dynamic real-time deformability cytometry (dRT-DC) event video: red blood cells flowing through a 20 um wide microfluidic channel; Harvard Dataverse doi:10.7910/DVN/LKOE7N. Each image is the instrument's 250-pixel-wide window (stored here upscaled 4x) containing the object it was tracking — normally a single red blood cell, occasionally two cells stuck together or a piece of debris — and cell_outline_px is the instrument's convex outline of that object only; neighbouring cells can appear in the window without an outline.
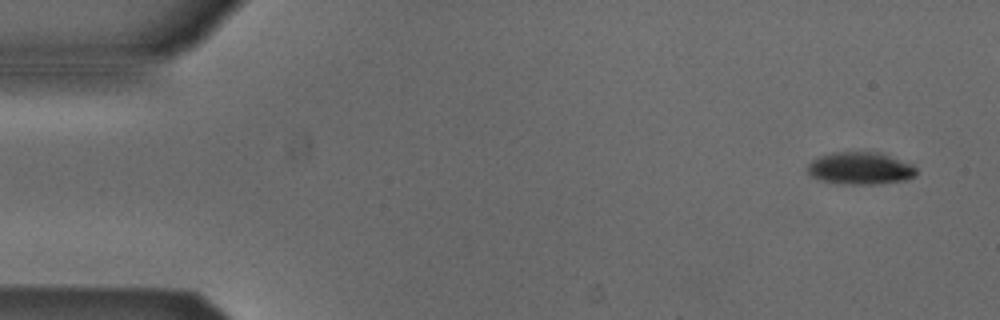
{"species": "Egyptian fruit bat (a non-hibernating species)", "species_latin": "Rousettus aegyptiacus", "temperature_condition": "cold", "stored_images_in_passage": 51, "camera_frame_rate_fps": 3000, "um_per_image_px": 0.085, "animal": {"sex": "male"}, "frame": {"image": 1, "passage_image": 1, "time_ms": 0.0, "image_size_px": [1000, 320], "cell_outline_px": [[916, 176], [908, 180], [872, 184], [852, 184], [820, 180], [812, 176], [808, 172], [808, 164], [816, 156], [832, 152], [880, 152], [912, 164], [916, 168]], "centroid_in_image_um": [73.14, 14.29], "position_along_channel_um": 11.9, "area_um2": 20.52}}
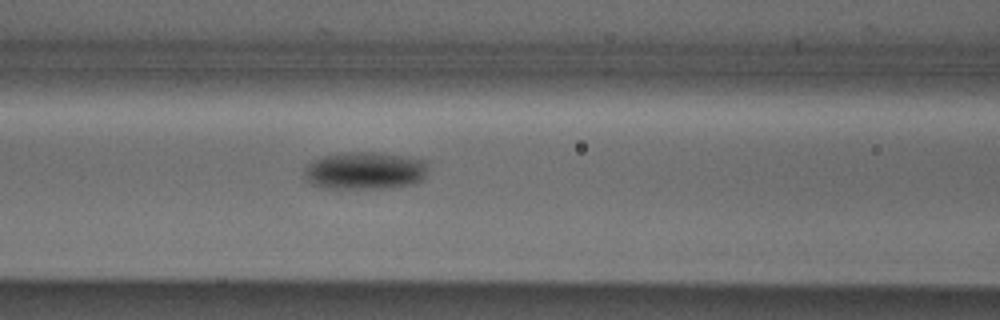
{"frame": {"image": 2, "passage_image": 20, "time_ms": 6.333, "image_size_px": [1000, 320], "cell_outline_px": [[428, 168], [424, 176], [420, 180], [412, 184], [388, 188], [320, 188], [308, 184], [304, 176], [304, 168], [312, 160], [324, 156], [340, 152], [376, 152], [408, 156], [428, 160]], "centroid_in_image_um": [30.99, 14.5], "position_along_channel_um": 135.6, "area_um2": 27.63}}
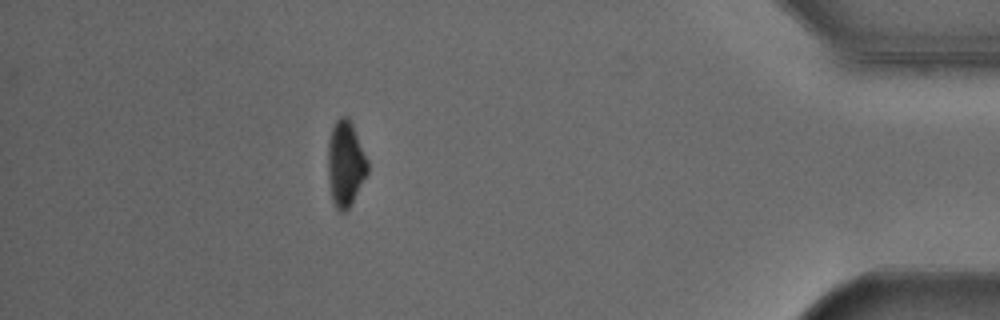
{"frame": {"image": 3, "passage_image": 45, "time_ms": 14.667, "image_size_px": [1000, 320], "cell_outline_px": [[368, 172], [348, 208], [344, 212], [340, 212], [336, 208], [332, 200], [328, 180], [328, 140], [332, 128], [336, 120], [340, 116], [348, 116], [352, 124], [368, 160]], "centroid_in_image_um": [29.35, 13.89], "position_along_channel_um": 405.9, "area_um2": 19.65}, "authors_computed_cell_mechanics": {"area_um2": 22.0218, "velocity_mm_per_s": 3.8729, "shape_relaxation_time_tau1_ms": 2.6637, "shape_relaxation_time_tau2_ms": null, "deformation_change_tau1": 0.1087, "deformation_change_tau2": null}}